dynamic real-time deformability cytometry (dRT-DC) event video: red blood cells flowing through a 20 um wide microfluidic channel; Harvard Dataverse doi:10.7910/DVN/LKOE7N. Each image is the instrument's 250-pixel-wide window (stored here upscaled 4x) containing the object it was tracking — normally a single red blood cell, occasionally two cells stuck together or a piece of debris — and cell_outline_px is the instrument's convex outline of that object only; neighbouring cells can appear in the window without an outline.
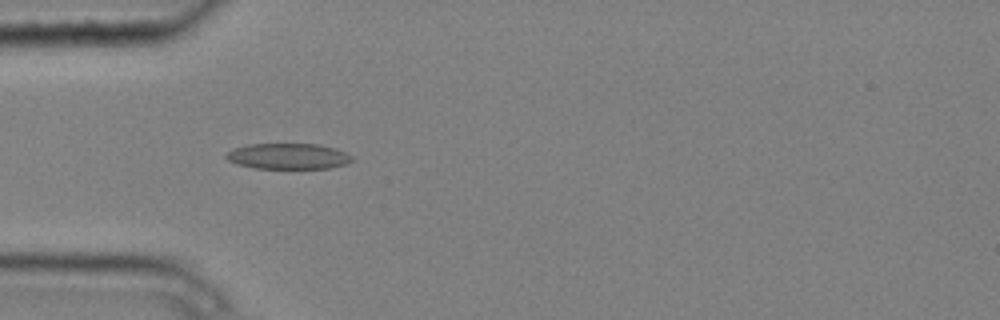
{"species": "common noctule bat (a hibernating species)", "species_latin": "Nyctalus noctula", "temperature_condition": "cold", "stored_images_in_passage": 5, "camera_frame_rate_fps": 3000, "um_per_image_px": 0.085, "animal": {"sex": "male", "body_mass_g": 20.4}, "frame": {"image": 1, "passage_image": 4, "time_ms": 1.0, "image_size_px": [1000, 320], "cell_outline_px": [[352, 160], [344, 164], [328, 168], [256, 168], [236, 164], [228, 160], [224, 156], [232, 148], [248, 144], [320, 144], [336, 148], [352, 156]], "centroid_in_image_um": [24.46, 13.27], "position_along_channel_um": 60.5, "area_um2": 18.84}}
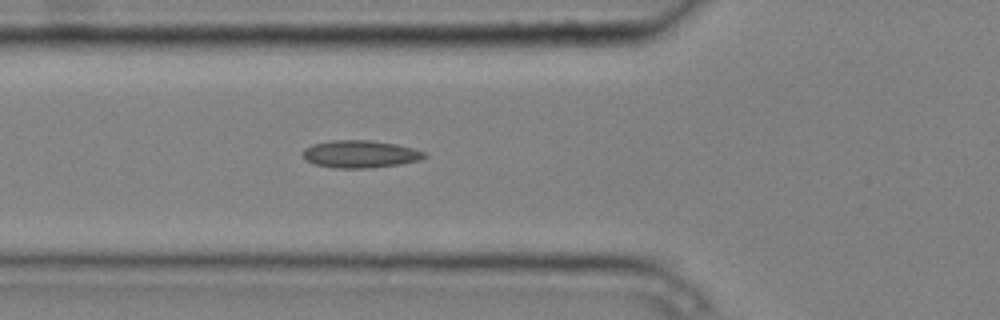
{"frame": {"image": 2, "passage_image": 5, "time_ms": 1.333, "image_size_px": [1000, 320], "cell_outline_px": [[428, 156], [420, 160], [400, 164], [372, 168], [336, 168], [312, 164], [304, 160], [304, 148], [312, 144], [332, 140], [372, 140], [396, 144], [412, 148], [424, 152]], "centroid_in_image_um": [30.6, 13.1], "position_along_channel_um": 95.2, "area_um2": 19.59}}